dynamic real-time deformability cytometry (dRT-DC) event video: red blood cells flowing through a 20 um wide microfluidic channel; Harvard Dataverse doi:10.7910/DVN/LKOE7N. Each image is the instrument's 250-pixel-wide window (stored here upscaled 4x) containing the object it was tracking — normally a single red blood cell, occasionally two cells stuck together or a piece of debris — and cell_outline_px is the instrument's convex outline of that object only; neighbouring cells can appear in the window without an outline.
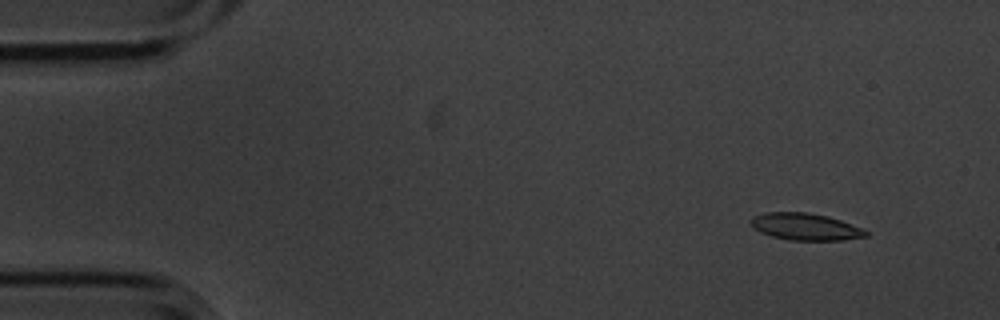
{"species": "common noctule bat (a hibernating species)", "species_latin": "Nyctalus noctula", "temperature_condition": "cold", "stored_images_in_passage": 6, "segment_of_instrument_passage": [1, 2], "camera_frame_rate_fps": 3000, "um_per_image_px": 0.085, "animal": {"sex": "male", "body_mass_g": 20.1, "forearm_length_mm": 53.5}, "frame": {"image": 1, "passage_image": 2, "time_ms": 0.333, "image_size_px": [1000, 320], "cell_outline_px": [[868, 236], [844, 240], [788, 240], [772, 236], [760, 232], [752, 228], [748, 220], [752, 216], [764, 212], [808, 212], [828, 216], [864, 228], [868, 232]], "centroid_in_image_um": [68.43, 19.26], "position_along_channel_um": 16.6, "area_um2": 18.38}}